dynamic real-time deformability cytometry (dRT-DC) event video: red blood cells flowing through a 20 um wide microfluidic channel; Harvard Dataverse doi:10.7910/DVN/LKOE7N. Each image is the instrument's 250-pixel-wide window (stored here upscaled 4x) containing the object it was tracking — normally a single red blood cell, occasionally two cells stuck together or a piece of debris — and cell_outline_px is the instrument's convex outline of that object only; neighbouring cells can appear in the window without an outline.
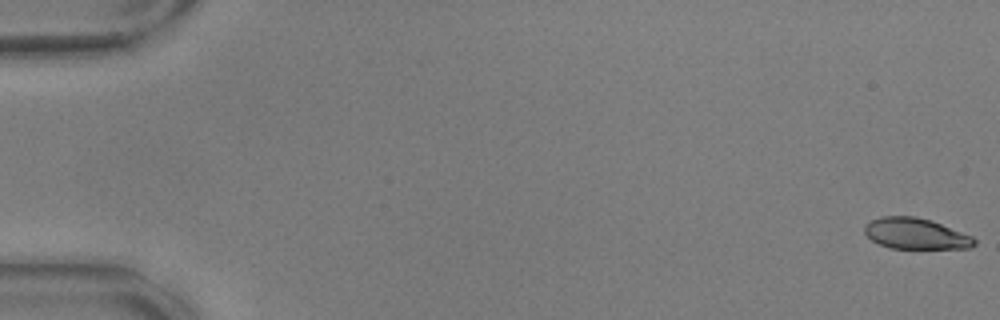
{"species": "common noctule bat (a hibernating species)", "species_latin": "Nyctalus noctula", "temperature_condition": "warm", "stored_images_in_passage": 57, "camera_frame_rate_fps": 3000, "um_per_image_px": 0.085, "animal": {"sex": "male", "body_mass_g": 17.9, "forearm_length_mm": 54.2}, "frame": {"image": 1, "passage_image": 1, "time_ms": 0.0, "image_size_px": [1000, 320], "cell_outline_px": [[976, 244], [972, 248], [888, 248], [872, 240], [864, 232], [864, 224], [880, 216], [916, 216], [932, 220], [972, 236], [976, 240]], "centroid_in_image_um": [77.83, 19.85], "position_along_channel_um": 7.2, "area_um2": 19.88}}
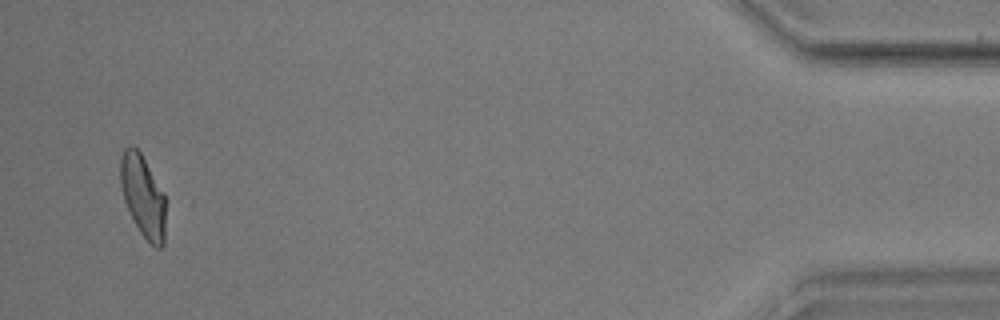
{"frame": {"image": 2, "passage_image": 55, "time_ms": 18.0, "image_size_px": [1000, 320], "cell_outline_px": [[164, 244], [160, 248], [156, 248], [140, 232], [124, 200], [120, 184], [120, 156], [124, 148], [128, 144], [132, 144], [140, 152], [164, 192]], "centroid_in_image_um": [12.13, 16.6], "position_along_channel_um": 423.1, "area_um2": 21.39}}